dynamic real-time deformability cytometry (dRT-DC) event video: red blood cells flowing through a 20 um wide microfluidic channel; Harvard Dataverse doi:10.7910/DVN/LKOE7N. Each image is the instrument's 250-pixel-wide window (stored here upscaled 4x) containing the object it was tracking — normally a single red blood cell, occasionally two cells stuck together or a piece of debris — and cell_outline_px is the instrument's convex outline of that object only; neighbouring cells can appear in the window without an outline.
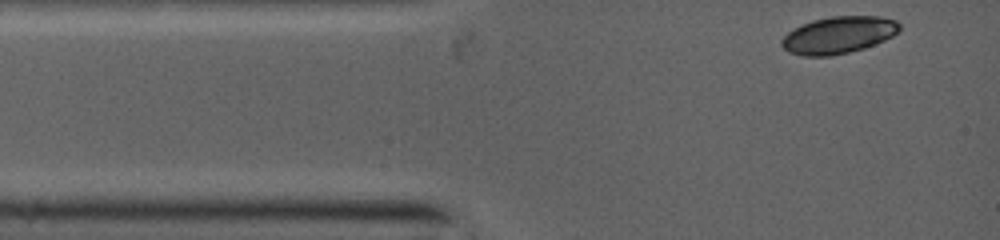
{"species": "common noctule bat (a hibernating species)", "species_latin": "Nyctalus noctula", "temperature_condition": "warm", "stored_images_in_passage": 20, "camera_frame_rate_fps": 5000, "um_per_image_px": 0.085, "animal": {"sex": "female", "body_mass_g": 19.0, "forearm_length_mm": 53.3}, "frame": {"image": 1, "passage_image": 1, "time_ms": 0.0, "image_size_px": [1000, 240], "cell_outline_px": [[900, 28], [892, 36], [884, 40], [864, 48], [848, 52], [828, 56], [804, 56], [788, 52], [780, 44], [780, 40], [788, 32], [804, 24], [816, 20], [832, 16], [876, 16], [896, 20], [900, 24]], "centroid_in_image_um": [71.26, 2.98], "position_along_channel_um": 13.7, "area_um2": 25.09}}
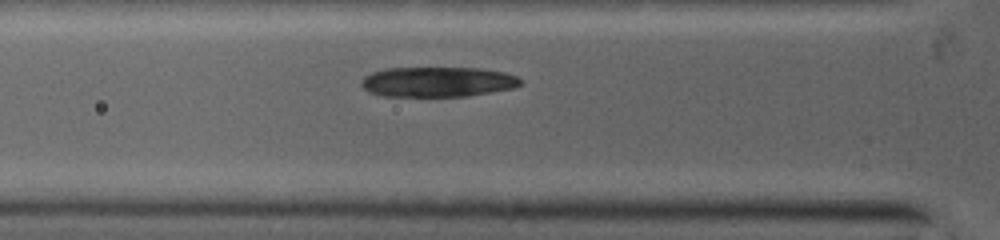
{"frame": {"image": 2, "passage_image": 9, "time_ms": 2.6, "image_size_px": [1000, 240], "cell_outline_px": [[520, 84], [512, 88], [468, 96], [384, 96], [368, 92], [360, 84], [364, 76], [372, 72], [384, 68], [480, 68], [504, 72], [516, 76], [520, 80]], "centroid_in_image_um": [37.15, 6.95], "position_along_channel_um": 88.6, "area_um2": 27.8}}
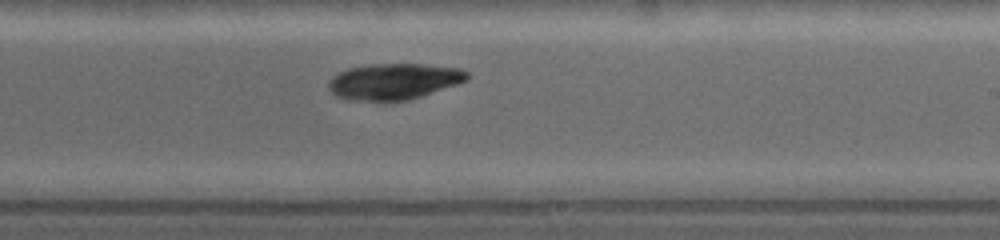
{"frame": {"image": 3, "passage_image": 20, "time_ms": 6.4, "image_size_px": [1000, 240], "cell_outline_px": [[468, 80], [420, 96], [404, 100], [368, 100], [340, 96], [332, 92], [328, 88], [328, 84], [340, 72], [348, 68], [372, 64], [416, 64], [456, 68], [468, 72]], "centroid_in_image_um": [33.51, 6.9], "position_along_channel_um": 255.5, "area_um2": 27.98}}